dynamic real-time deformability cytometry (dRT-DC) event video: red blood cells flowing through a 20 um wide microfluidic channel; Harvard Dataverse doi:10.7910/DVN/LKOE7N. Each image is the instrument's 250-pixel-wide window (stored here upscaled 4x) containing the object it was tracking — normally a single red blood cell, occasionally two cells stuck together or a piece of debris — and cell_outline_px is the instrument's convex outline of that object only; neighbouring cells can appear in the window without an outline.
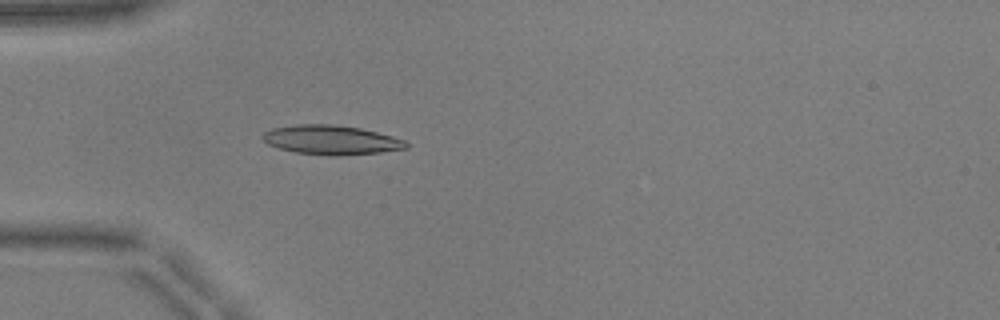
{"species": "common noctule bat (a hibernating species)", "species_latin": "Nyctalus noctula", "temperature_condition": "warm", "stored_images_in_passage": 41, "camera_frame_rate_fps": 3000, "um_per_image_px": 0.085, "animal": {"sex": "male", "body_mass_g": 17.9, "forearm_length_mm": 54.2}, "frame": {"image": 1, "passage_image": 6, "time_ms": 1.667, "image_size_px": [1000, 320], "cell_outline_px": [[408, 148], [380, 152], [340, 156], [332, 156], [296, 152], [276, 148], [268, 144], [260, 136], [264, 132], [272, 128], [296, 124], [332, 124], [360, 128], [392, 136], [404, 140], [408, 144]], "centroid_in_image_um": [28.12, 11.89], "position_along_channel_um": 56.9, "area_um2": 24.57}}
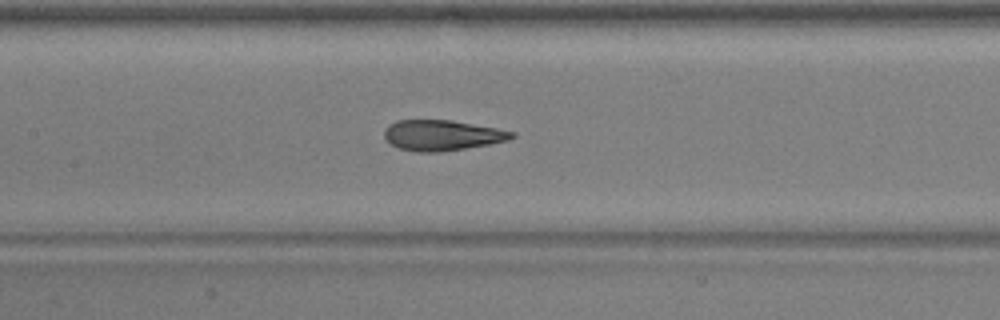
{"frame": {"image": 2, "passage_image": 15, "time_ms": 4.667, "image_size_px": [1000, 320], "cell_outline_px": [[516, 136], [508, 140], [488, 144], [440, 152], [416, 152], [400, 148], [392, 144], [384, 136], [384, 128], [388, 124], [396, 120], [448, 120], [496, 128], [516, 132]], "centroid_in_image_um": [37.55, 11.49], "position_along_channel_um": 169.8, "area_um2": 22.48}}
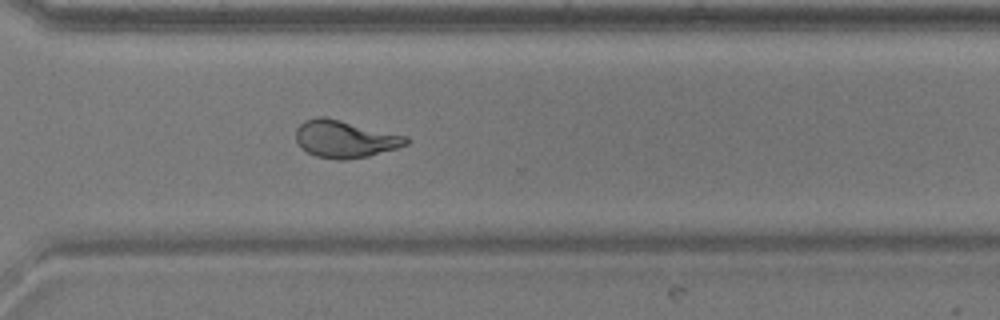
{"frame": {"image": 3, "passage_image": 28, "time_ms": 9.0, "image_size_px": [1000, 320], "cell_outline_px": [[408, 144], [396, 148], [368, 156], [344, 160], [336, 160], [316, 156], [300, 148], [296, 140], [296, 128], [304, 120], [320, 116], [324, 116], [408, 136]], "centroid_in_image_um": [29.29, 11.81], "position_along_channel_um": 341.3, "area_um2": 23.99}, "authors_computed_cell_mechanics": {"area_um2": 23.1778, "velocity_mm_per_s": 3.9649, "shape_relaxation_time_tau1_ms": 10.0303, "shape_relaxation_time_tau2_ms": 1.2045, "deformation_change_tau1": 0.3259, "deformation_change_tau2": 0.0876}}